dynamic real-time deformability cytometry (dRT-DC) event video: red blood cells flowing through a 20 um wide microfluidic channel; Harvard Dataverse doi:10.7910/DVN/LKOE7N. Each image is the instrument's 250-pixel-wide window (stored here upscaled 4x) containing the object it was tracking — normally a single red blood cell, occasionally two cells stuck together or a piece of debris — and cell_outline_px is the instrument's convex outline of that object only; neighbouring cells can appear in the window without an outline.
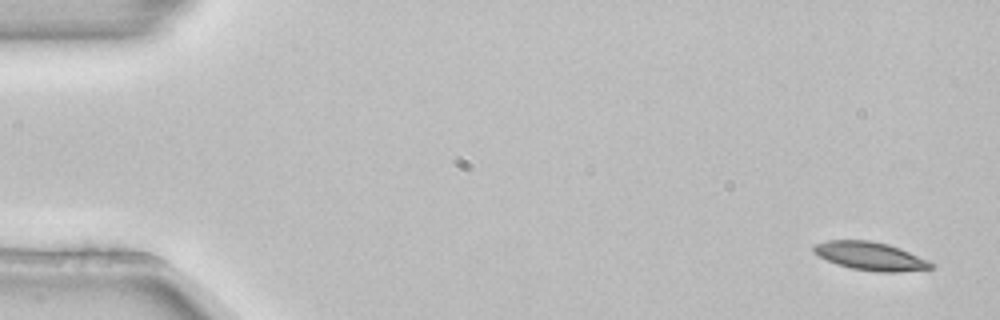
{"species": "common noctule bat (a hibernating species)", "species_latin": "Nyctalus noctula", "temperature_condition": "room temperature", "stored_images_in_passage": 4, "camera_frame_rate_fps": 3000, "um_per_image_px": 0.085, "animal": {"sex": "female", "body_mass_g": 22.7, "forearm_length_mm": 54.2}, "frame": {"image": 1, "passage_image": 1, "time_ms": 0.0, "image_size_px": [1000, 320], "cell_outline_px": [[936, 264], [932, 268], [896, 272], [876, 272], [852, 268], [836, 264], [820, 256], [812, 248], [816, 244], [828, 240], [872, 240], [888, 244], [900, 248]], "centroid_in_image_um": [74.0, 21.77], "position_along_channel_um": 11.0, "area_um2": 19.13}}
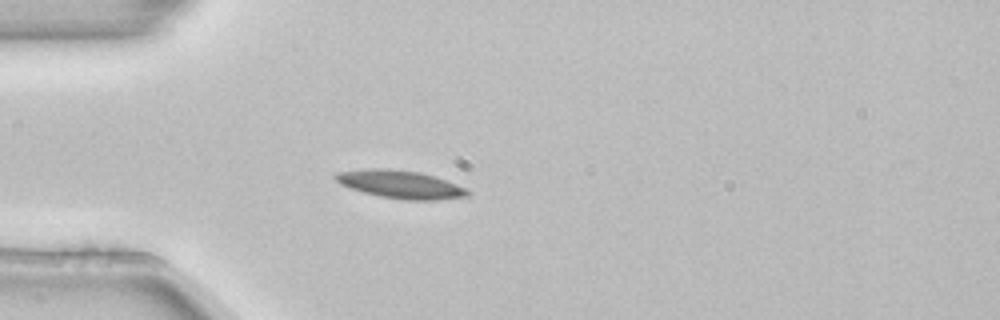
{"frame": {"image": 2, "passage_image": 4, "time_ms": 1.0, "image_size_px": [1000, 320], "cell_outline_px": [[472, 196], [436, 200], [404, 200], [380, 196], [364, 192], [340, 184], [332, 176], [336, 172], [364, 168], [388, 168], [420, 172], [468, 188], [472, 192]], "centroid_in_image_um": [34.06, 15.67], "position_along_channel_um": 50.9, "area_um2": 21.73}}